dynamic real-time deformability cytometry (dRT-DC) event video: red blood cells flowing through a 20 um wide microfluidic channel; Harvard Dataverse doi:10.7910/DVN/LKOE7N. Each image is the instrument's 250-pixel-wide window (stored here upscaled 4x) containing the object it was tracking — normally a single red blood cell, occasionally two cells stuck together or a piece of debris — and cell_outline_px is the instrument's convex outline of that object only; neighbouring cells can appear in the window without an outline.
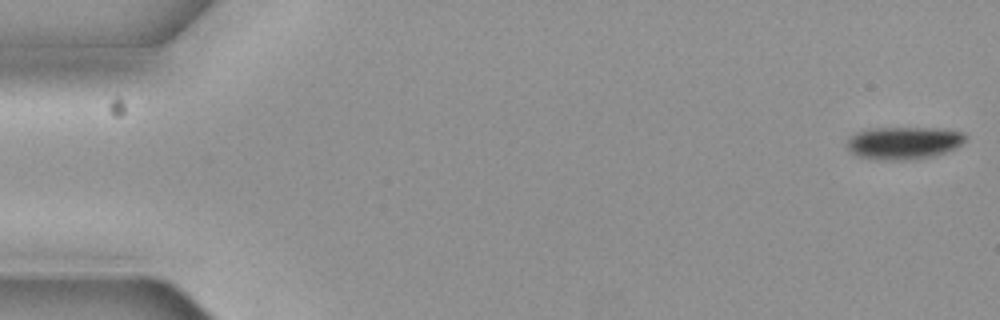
{"species": "common noctule bat (a hibernating species)", "species_latin": "Nyctalus noctula", "temperature_condition": "cold", "stored_images_in_passage": 6, "camera_frame_rate_fps": 3000, "um_per_image_px": 0.085, "animal": {"sex": "female", "body_mass_g": 19.3, "forearm_length_mm": 54.1}, "frame": {"image": 1, "passage_image": 1, "time_ms": 0.0, "image_size_px": [1000, 320], "cell_outline_px": [[968, 140], [964, 144], [956, 148], [936, 156], [912, 160], [876, 160], [856, 156], [848, 148], [848, 136], [856, 132], [868, 128], [940, 128], [964, 132], [968, 136]], "centroid_in_image_um": [76.87, 12.15], "position_along_channel_um": 8.1, "area_um2": 23.12}}
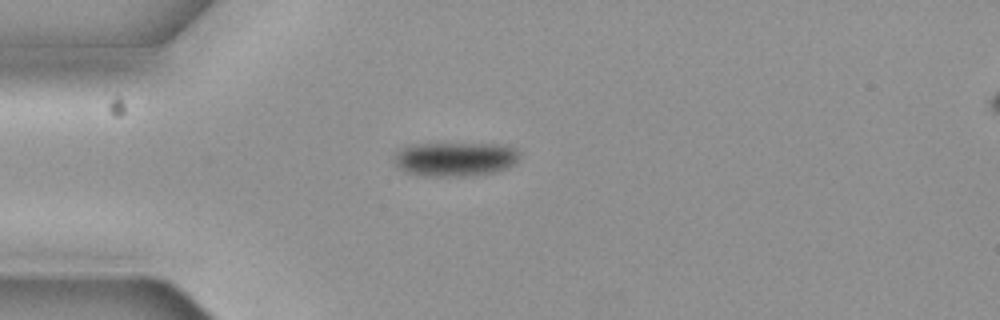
{"frame": {"image": 2, "passage_image": 5, "time_ms": 1.333, "image_size_px": [1000, 320], "cell_outline_px": [[520, 156], [516, 164], [508, 168], [496, 172], [472, 176], [416, 176], [392, 164], [392, 156], [400, 148], [412, 144], [504, 144], [516, 148], [520, 152]], "centroid_in_image_um": [38.69, 13.53], "position_along_channel_um": 46.3, "area_um2": 25.66}}